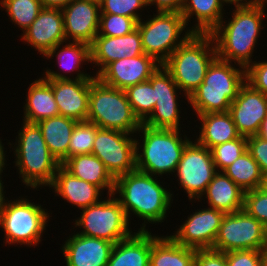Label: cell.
I'll return each mask as SVG.
<instances>
[{
    "instance_id": "52a82bcc",
    "label": "cell",
    "mask_w": 267,
    "mask_h": 266,
    "mask_svg": "<svg viewBox=\"0 0 267 266\" xmlns=\"http://www.w3.org/2000/svg\"><path fill=\"white\" fill-rule=\"evenodd\" d=\"M87 121L99 128L134 135L142 125L134 114L125 91L108 86L98 78L91 82Z\"/></svg>"
},
{
    "instance_id": "3957f363",
    "label": "cell",
    "mask_w": 267,
    "mask_h": 266,
    "mask_svg": "<svg viewBox=\"0 0 267 266\" xmlns=\"http://www.w3.org/2000/svg\"><path fill=\"white\" fill-rule=\"evenodd\" d=\"M17 133L14 146L10 142L8 144L15 150L14 163L18 167L19 178L32 190L49 187L61 164L48 149L40 127L37 123L23 121Z\"/></svg>"
},
{
    "instance_id": "d6986e66",
    "label": "cell",
    "mask_w": 267,
    "mask_h": 266,
    "mask_svg": "<svg viewBox=\"0 0 267 266\" xmlns=\"http://www.w3.org/2000/svg\"><path fill=\"white\" fill-rule=\"evenodd\" d=\"M61 11L66 41L72 39L91 45L99 30L100 4L91 0H72Z\"/></svg>"
},
{
    "instance_id": "d4e9b609",
    "label": "cell",
    "mask_w": 267,
    "mask_h": 266,
    "mask_svg": "<svg viewBox=\"0 0 267 266\" xmlns=\"http://www.w3.org/2000/svg\"><path fill=\"white\" fill-rule=\"evenodd\" d=\"M151 232L137 231L114 244L107 266H149Z\"/></svg>"
},
{
    "instance_id": "11a10c76",
    "label": "cell",
    "mask_w": 267,
    "mask_h": 266,
    "mask_svg": "<svg viewBox=\"0 0 267 266\" xmlns=\"http://www.w3.org/2000/svg\"><path fill=\"white\" fill-rule=\"evenodd\" d=\"M91 1L97 2L99 4L102 2V0H91Z\"/></svg>"
},
{
    "instance_id": "44dd1931",
    "label": "cell",
    "mask_w": 267,
    "mask_h": 266,
    "mask_svg": "<svg viewBox=\"0 0 267 266\" xmlns=\"http://www.w3.org/2000/svg\"><path fill=\"white\" fill-rule=\"evenodd\" d=\"M90 54L91 62L98 67L95 73L97 76L113 61L144 54L140 32L136 28L124 36L110 37L97 34L90 45Z\"/></svg>"
},
{
    "instance_id": "7402d4cb",
    "label": "cell",
    "mask_w": 267,
    "mask_h": 266,
    "mask_svg": "<svg viewBox=\"0 0 267 266\" xmlns=\"http://www.w3.org/2000/svg\"><path fill=\"white\" fill-rule=\"evenodd\" d=\"M62 245L66 266H107L114 243L73 233Z\"/></svg>"
},
{
    "instance_id": "b9f144b4",
    "label": "cell",
    "mask_w": 267,
    "mask_h": 266,
    "mask_svg": "<svg viewBox=\"0 0 267 266\" xmlns=\"http://www.w3.org/2000/svg\"><path fill=\"white\" fill-rule=\"evenodd\" d=\"M227 266H261L260 250H237L226 253Z\"/></svg>"
},
{
    "instance_id": "277c9868",
    "label": "cell",
    "mask_w": 267,
    "mask_h": 266,
    "mask_svg": "<svg viewBox=\"0 0 267 266\" xmlns=\"http://www.w3.org/2000/svg\"><path fill=\"white\" fill-rule=\"evenodd\" d=\"M180 132L178 129L152 128L142 124L137 131L143 138L142 142L135 138L137 170L156 177L175 173L182 153L191 141L186 134L183 139Z\"/></svg>"
},
{
    "instance_id": "7bdbcfd3",
    "label": "cell",
    "mask_w": 267,
    "mask_h": 266,
    "mask_svg": "<svg viewBox=\"0 0 267 266\" xmlns=\"http://www.w3.org/2000/svg\"><path fill=\"white\" fill-rule=\"evenodd\" d=\"M247 150L258 163L261 173L267 172V140L258 135L249 136Z\"/></svg>"
},
{
    "instance_id": "83f0119b",
    "label": "cell",
    "mask_w": 267,
    "mask_h": 266,
    "mask_svg": "<svg viewBox=\"0 0 267 266\" xmlns=\"http://www.w3.org/2000/svg\"><path fill=\"white\" fill-rule=\"evenodd\" d=\"M197 116L202 124L199 128V137L195 140L209 150L240 136L229 111L210 112Z\"/></svg>"
},
{
    "instance_id": "db71d44e",
    "label": "cell",
    "mask_w": 267,
    "mask_h": 266,
    "mask_svg": "<svg viewBox=\"0 0 267 266\" xmlns=\"http://www.w3.org/2000/svg\"><path fill=\"white\" fill-rule=\"evenodd\" d=\"M254 3L261 5L265 8V6L267 5V0H254Z\"/></svg>"
},
{
    "instance_id": "681fc988",
    "label": "cell",
    "mask_w": 267,
    "mask_h": 266,
    "mask_svg": "<svg viewBox=\"0 0 267 266\" xmlns=\"http://www.w3.org/2000/svg\"><path fill=\"white\" fill-rule=\"evenodd\" d=\"M2 177L0 176V214H1V210H2V208H3V206H4V203H5V201H6V199H5V191L3 190L5 187H4V183L2 182Z\"/></svg>"
},
{
    "instance_id": "30bf717a",
    "label": "cell",
    "mask_w": 267,
    "mask_h": 266,
    "mask_svg": "<svg viewBox=\"0 0 267 266\" xmlns=\"http://www.w3.org/2000/svg\"><path fill=\"white\" fill-rule=\"evenodd\" d=\"M81 210L80 217L73 223L76 228L83 229L79 231L80 235L105 239L116 244L133 234L124 209L115 194H110L105 200Z\"/></svg>"
},
{
    "instance_id": "4fadbf2b",
    "label": "cell",
    "mask_w": 267,
    "mask_h": 266,
    "mask_svg": "<svg viewBox=\"0 0 267 266\" xmlns=\"http://www.w3.org/2000/svg\"><path fill=\"white\" fill-rule=\"evenodd\" d=\"M194 141L186 145L174 174L190 201L202 196L217 172L211 151Z\"/></svg>"
},
{
    "instance_id": "ab89813d",
    "label": "cell",
    "mask_w": 267,
    "mask_h": 266,
    "mask_svg": "<svg viewBox=\"0 0 267 266\" xmlns=\"http://www.w3.org/2000/svg\"><path fill=\"white\" fill-rule=\"evenodd\" d=\"M243 210L267 228V192L259 188L246 191Z\"/></svg>"
},
{
    "instance_id": "e0dca14e",
    "label": "cell",
    "mask_w": 267,
    "mask_h": 266,
    "mask_svg": "<svg viewBox=\"0 0 267 266\" xmlns=\"http://www.w3.org/2000/svg\"><path fill=\"white\" fill-rule=\"evenodd\" d=\"M161 65L154 57L144 53L109 63L96 78L108 86L125 90L149 80Z\"/></svg>"
},
{
    "instance_id": "ffe728a7",
    "label": "cell",
    "mask_w": 267,
    "mask_h": 266,
    "mask_svg": "<svg viewBox=\"0 0 267 266\" xmlns=\"http://www.w3.org/2000/svg\"><path fill=\"white\" fill-rule=\"evenodd\" d=\"M23 42L31 45L43 57L57 44L65 42L64 19L60 8H43L37 18L22 33Z\"/></svg>"
},
{
    "instance_id": "74e56055",
    "label": "cell",
    "mask_w": 267,
    "mask_h": 266,
    "mask_svg": "<svg viewBox=\"0 0 267 266\" xmlns=\"http://www.w3.org/2000/svg\"><path fill=\"white\" fill-rule=\"evenodd\" d=\"M138 22L134 18L117 14H100L98 35L124 36L137 28Z\"/></svg>"
},
{
    "instance_id": "f907efd6",
    "label": "cell",
    "mask_w": 267,
    "mask_h": 266,
    "mask_svg": "<svg viewBox=\"0 0 267 266\" xmlns=\"http://www.w3.org/2000/svg\"><path fill=\"white\" fill-rule=\"evenodd\" d=\"M261 266H267V245L260 250Z\"/></svg>"
},
{
    "instance_id": "cb8c5ba5",
    "label": "cell",
    "mask_w": 267,
    "mask_h": 266,
    "mask_svg": "<svg viewBox=\"0 0 267 266\" xmlns=\"http://www.w3.org/2000/svg\"><path fill=\"white\" fill-rule=\"evenodd\" d=\"M244 194L245 192L223 171H217L198 202L206 195L204 197L207 198L210 208L223 211L225 214L235 213L243 209Z\"/></svg>"
},
{
    "instance_id": "f5cc1de1",
    "label": "cell",
    "mask_w": 267,
    "mask_h": 266,
    "mask_svg": "<svg viewBox=\"0 0 267 266\" xmlns=\"http://www.w3.org/2000/svg\"><path fill=\"white\" fill-rule=\"evenodd\" d=\"M259 189H261L264 192H267V172L262 173L261 184Z\"/></svg>"
},
{
    "instance_id": "2e32d148",
    "label": "cell",
    "mask_w": 267,
    "mask_h": 266,
    "mask_svg": "<svg viewBox=\"0 0 267 266\" xmlns=\"http://www.w3.org/2000/svg\"><path fill=\"white\" fill-rule=\"evenodd\" d=\"M225 213L214 208L197 209L170 235L178 244L193 249H212Z\"/></svg>"
},
{
    "instance_id": "ac0fdd59",
    "label": "cell",
    "mask_w": 267,
    "mask_h": 266,
    "mask_svg": "<svg viewBox=\"0 0 267 266\" xmlns=\"http://www.w3.org/2000/svg\"><path fill=\"white\" fill-rule=\"evenodd\" d=\"M229 112L241 136L257 135L267 116V95L245 83L232 101Z\"/></svg>"
},
{
    "instance_id": "9a60e30c",
    "label": "cell",
    "mask_w": 267,
    "mask_h": 266,
    "mask_svg": "<svg viewBox=\"0 0 267 266\" xmlns=\"http://www.w3.org/2000/svg\"><path fill=\"white\" fill-rule=\"evenodd\" d=\"M151 85L155 90V106L142 124L152 128L180 130L181 111L177 94L181 93V90L163 65L151 76Z\"/></svg>"
},
{
    "instance_id": "c3c4849f",
    "label": "cell",
    "mask_w": 267,
    "mask_h": 266,
    "mask_svg": "<svg viewBox=\"0 0 267 266\" xmlns=\"http://www.w3.org/2000/svg\"><path fill=\"white\" fill-rule=\"evenodd\" d=\"M257 135L267 140V116L262 121L260 130Z\"/></svg>"
},
{
    "instance_id": "5b68a950",
    "label": "cell",
    "mask_w": 267,
    "mask_h": 266,
    "mask_svg": "<svg viewBox=\"0 0 267 266\" xmlns=\"http://www.w3.org/2000/svg\"><path fill=\"white\" fill-rule=\"evenodd\" d=\"M216 58L208 67L203 83L189 96L188 104L197 115L229 111L232 101L246 83V69Z\"/></svg>"
},
{
    "instance_id": "5bb4252c",
    "label": "cell",
    "mask_w": 267,
    "mask_h": 266,
    "mask_svg": "<svg viewBox=\"0 0 267 266\" xmlns=\"http://www.w3.org/2000/svg\"><path fill=\"white\" fill-rule=\"evenodd\" d=\"M44 79L50 86L58 106L59 115L79 121H86L89 111L90 86L94 79L73 80L61 72L46 69Z\"/></svg>"
},
{
    "instance_id": "4dcf8cb0",
    "label": "cell",
    "mask_w": 267,
    "mask_h": 266,
    "mask_svg": "<svg viewBox=\"0 0 267 266\" xmlns=\"http://www.w3.org/2000/svg\"><path fill=\"white\" fill-rule=\"evenodd\" d=\"M76 123V120L61 115L37 123L48 149L60 164L68 158V146Z\"/></svg>"
},
{
    "instance_id": "816d5d0a",
    "label": "cell",
    "mask_w": 267,
    "mask_h": 266,
    "mask_svg": "<svg viewBox=\"0 0 267 266\" xmlns=\"http://www.w3.org/2000/svg\"><path fill=\"white\" fill-rule=\"evenodd\" d=\"M226 4L243 5L245 3H254V0H223Z\"/></svg>"
},
{
    "instance_id": "7c38bea8",
    "label": "cell",
    "mask_w": 267,
    "mask_h": 266,
    "mask_svg": "<svg viewBox=\"0 0 267 266\" xmlns=\"http://www.w3.org/2000/svg\"><path fill=\"white\" fill-rule=\"evenodd\" d=\"M133 134L99 128L92 154L98 157L114 179L136 170V146Z\"/></svg>"
},
{
    "instance_id": "d6a6232c",
    "label": "cell",
    "mask_w": 267,
    "mask_h": 266,
    "mask_svg": "<svg viewBox=\"0 0 267 266\" xmlns=\"http://www.w3.org/2000/svg\"><path fill=\"white\" fill-rule=\"evenodd\" d=\"M223 172L244 192L260 187L262 173L258 163L248 150L226 167Z\"/></svg>"
},
{
    "instance_id": "8d00e7d4",
    "label": "cell",
    "mask_w": 267,
    "mask_h": 266,
    "mask_svg": "<svg viewBox=\"0 0 267 266\" xmlns=\"http://www.w3.org/2000/svg\"><path fill=\"white\" fill-rule=\"evenodd\" d=\"M247 150V137L238 138L216 145L210 149L217 171H223Z\"/></svg>"
},
{
    "instance_id": "9c48e42d",
    "label": "cell",
    "mask_w": 267,
    "mask_h": 266,
    "mask_svg": "<svg viewBox=\"0 0 267 266\" xmlns=\"http://www.w3.org/2000/svg\"><path fill=\"white\" fill-rule=\"evenodd\" d=\"M156 12L153 17L149 15L150 19L148 18L146 21L141 19L137 28L141 35L144 53L163 64L193 32L190 27H186L185 19L180 12ZM181 34L182 36H180Z\"/></svg>"
},
{
    "instance_id": "bcb514c9",
    "label": "cell",
    "mask_w": 267,
    "mask_h": 266,
    "mask_svg": "<svg viewBox=\"0 0 267 266\" xmlns=\"http://www.w3.org/2000/svg\"><path fill=\"white\" fill-rule=\"evenodd\" d=\"M44 8H64L72 0H40Z\"/></svg>"
},
{
    "instance_id": "6da1fadb",
    "label": "cell",
    "mask_w": 267,
    "mask_h": 266,
    "mask_svg": "<svg viewBox=\"0 0 267 266\" xmlns=\"http://www.w3.org/2000/svg\"><path fill=\"white\" fill-rule=\"evenodd\" d=\"M234 7L232 18L229 21L222 19L210 34L215 42L217 58L231 63L233 61L246 69L254 62L251 58L263 29V19L267 15L264 7L256 3Z\"/></svg>"
},
{
    "instance_id": "ee69618b",
    "label": "cell",
    "mask_w": 267,
    "mask_h": 266,
    "mask_svg": "<svg viewBox=\"0 0 267 266\" xmlns=\"http://www.w3.org/2000/svg\"><path fill=\"white\" fill-rule=\"evenodd\" d=\"M194 266H227L226 253L214 249H198Z\"/></svg>"
},
{
    "instance_id": "d590c367",
    "label": "cell",
    "mask_w": 267,
    "mask_h": 266,
    "mask_svg": "<svg viewBox=\"0 0 267 266\" xmlns=\"http://www.w3.org/2000/svg\"><path fill=\"white\" fill-rule=\"evenodd\" d=\"M99 127L90 121L76 123L68 146V158L92 153L93 143Z\"/></svg>"
},
{
    "instance_id": "f35d334b",
    "label": "cell",
    "mask_w": 267,
    "mask_h": 266,
    "mask_svg": "<svg viewBox=\"0 0 267 266\" xmlns=\"http://www.w3.org/2000/svg\"><path fill=\"white\" fill-rule=\"evenodd\" d=\"M146 6V0H102L100 3V14L127 16L139 22L142 19V15L139 14L138 10H144Z\"/></svg>"
},
{
    "instance_id": "f1b7e54d",
    "label": "cell",
    "mask_w": 267,
    "mask_h": 266,
    "mask_svg": "<svg viewBox=\"0 0 267 266\" xmlns=\"http://www.w3.org/2000/svg\"><path fill=\"white\" fill-rule=\"evenodd\" d=\"M226 6L223 0H183L181 14L186 25L192 16L195 23L190 30L198 34H210L224 18ZM224 11V12H223Z\"/></svg>"
},
{
    "instance_id": "8fae6325",
    "label": "cell",
    "mask_w": 267,
    "mask_h": 266,
    "mask_svg": "<svg viewBox=\"0 0 267 266\" xmlns=\"http://www.w3.org/2000/svg\"><path fill=\"white\" fill-rule=\"evenodd\" d=\"M266 245L267 228L242 209L224 215L212 249L227 253L261 250Z\"/></svg>"
},
{
    "instance_id": "f6af8a7d",
    "label": "cell",
    "mask_w": 267,
    "mask_h": 266,
    "mask_svg": "<svg viewBox=\"0 0 267 266\" xmlns=\"http://www.w3.org/2000/svg\"><path fill=\"white\" fill-rule=\"evenodd\" d=\"M147 6L155 5L157 11L181 12L183 0H146Z\"/></svg>"
},
{
    "instance_id": "8992f818",
    "label": "cell",
    "mask_w": 267,
    "mask_h": 266,
    "mask_svg": "<svg viewBox=\"0 0 267 266\" xmlns=\"http://www.w3.org/2000/svg\"><path fill=\"white\" fill-rule=\"evenodd\" d=\"M216 58L212 35L193 33L162 65L179 89L184 91L188 101L189 96L203 83L208 67Z\"/></svg>"
},
{
    "instance_id": "836d02e7",
    "label": "cell",
    "mask_w": 267,
    "mask_h": 266,
    "mask_svg": "<svg viewBox=\"0 0 267 266\" xmlns=\"http://www.w3.org/2000/svg\"><path fill=\"white\" fill-rule=\"evenodd\" d=\"M124 91L134 114L143 123L155 106V90L151 85V77L147 81L127 87Z\"/></svg>"
},
{
    "instance_id": "e575fe53",
    "label": "cell",
    "mask_w": 267,
    "mask_h": 266,
    "mask_svg": "<svg viewBox=\"0 0 267 266\" xmlns=\"http://www.w3.org/2000/svg\"><path fill=\"white\" fill-rule=\"evenodd\" d=\"M0 5L9 16L8 19L18 25L23 32L37 18L44 8L40 0H0ZM22 28V29H21Z\"/></svg>"
},
{
    "instance_id": "4316f807",
    "label": "cell",
    "mask_w": 267,
    "mask_h": 266,
    "mask_svg": "<svg viewBox=\"0 0 267 266\" xmlns=\"http://www.w3.org/2000/svg\"><path fill=\"white\" fill-rule=\"evenodd\" d=\"M61 165L75 177L108 190L107 195L114 193L115 179L92 153L69 157Z\"/></svg>"
},
{
    "instance_id": "603a6c76",
    "label": "cell",
    "mask_w": 267,
    "mask_h": 266,
    "mask_svg": "<svg viewBox=\"0 0 267 266\" xmlns=\"http://www.w3.org/2000/svg\"><path fill=\"white\" fill-rule=\"evenodd\" d=\"M50 188L80 210L102 200L103 190L100 187L75 177L62 165L58 167Z\"/></svg>"
},
{
    "instance_id": "60d3db41",
    "label": "cell",
    "mask_w": 267,
    "mask_h": 266,
    "mask_svg": "<svg viewBox=\"0 0 267 266\" xmlns=\"http://www.w3.org/2000/svg\"><path fill=\"white\" fill-rule=\"evenodd\" d=\"M246 83L267 95V61H254L246 68Z\"/></svg>"
},
{
    "instance_id": "1f68e13d",
    "label": "cell",
    "mask_w": 267,
    "mask_h": 266,
    "mask_svg": "<svg viewBox=\"0 0 267 266\" xmlns=\"http://www.w3.org/2000/svg\"><path fill=\"white\" fill-rule=\"evenodd\" d=\"M64 42L57 44L52 50L46 53L44 56L47 60L56 57L57 63L61 67V70L69 72H78L77 76L73 77V80H83V79H95L96 76L85 73L79 68H82L84 62L91 64V54L90 45L83 42H70L63 45ZM64 47H63V46ZM62 46V49H61ZM60 49V50H59ZM56 55V56H54ZM53 57V58H52Z\"/></svg>"
},
{
    "instance_id": "7dc6e473",
    "label": "cell",
    "mask_w": 267,
    "mask_h": 266,
    "mask_svg": "<svg viewBox=\"0 0 267 266\" xmlns=\"http://www.w3.org/2000/svg\"><path fill=\"white\" fill-rule=\"evenodd\" d=\"M1 140L2 139H0V176L2 177L3 170H5L4 168H6V151H4V144H2Z\"/></svg>"
},
{
    "instance_id": "7a4b0ae2",
    "label": "cell",
    "mask_w": 267,
    "mask_h": 266,
    "mask_svg": "<svg viewBox=\"0 0 267 266\" xmlns=\"http://www.w3.org/2000/svg\"><path fill=\"white\" fill-rule=\"evenodd\" d=\"M155 178L156 176L136 169L115 179L113 194H117L116 198L120 201L128 221L132 217L131 213L144 220L138 231H148L146 229L148 222L151 224L164 222L167 211L171 208L173 193L163 188V184H160L163 182Z\"/></svg>"
},
{
    "instance_id": "f546056e",
    "label": "cell",
    "mask_w": 267,
    "mask_h": 266,
    "mask_svg": "<svg viewBox=\"0 0 267 266\" xmlns=\"http://www.w3.org/2000/svg\"><path fill=\"white\" fill-rule=\"evenodd\" d=\"M196 249L178 244L170 235L151 234L149 266H194Z\"/></svg>"
},
{
    "instance_id": "ba28073f",
    "label": "cell",
    "mask_w": 267,
    "mask_h": 266,
    "mask_svg": "<svg viewBox=\"0 0 267 266\" xmlns=\"http://www.w3.org/2000/svg\"><path fill=\"white\" fill-rule=\"evenodd\" d=\"M19 198L14 201L7 198L1 210L0 227L5 233V244L38 246L52 216L40 203L31 202L24 196Z\"/></svg>"
},
{
    "instance_id": "484cf974",
    "label": "cell",
    "mask_w": 267,
    "mask_h": 266,
    "mask_svg": "<svg viewBox=\"0 0 267 266\" xmlns=\"http://www.w3.org/2000/svg\"><path fill=\"white\" fill-rule=\"evenodd\" d=\"M27 91L26 103L23 105V121L38 123L43 119L59 116V110L52 87L50 86V80L44 79L43 77L37 78L29 84Z\"/></svg>"
}]
</instances>
